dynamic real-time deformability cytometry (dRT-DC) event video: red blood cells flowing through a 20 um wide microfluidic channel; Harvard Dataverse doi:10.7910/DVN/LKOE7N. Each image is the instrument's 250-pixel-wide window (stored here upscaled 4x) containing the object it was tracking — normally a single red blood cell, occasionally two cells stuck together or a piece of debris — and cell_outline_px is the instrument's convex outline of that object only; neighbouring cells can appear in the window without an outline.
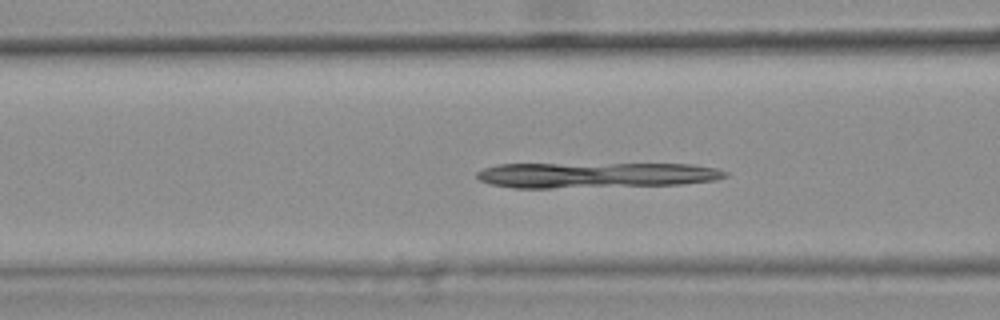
{"species": "common noctule bat (a hibernating species)", "species_latin": "Nyctalus noctula", "temperature_condition": "warm", "stored_images_in_passage": 46, "camera_frame_rate_fps": 3000, "um_per_image_px": 0.085, "animal": {"sex": "female", "body_mass_g": 25.1}, "frame": {"image": 1, "passage_image": 20, "time_ms": 6.333, "image_size_px": [1000, 320], "cell_outline_px": [[728, 176], [716, 180], [680, 184], [552, 188], [512, 188], [492, 184], [480, 180], [476, 176], [476, 172], [484, 168], [496, 164], [692, 164], [716, 168], [728, 172]], "centroid_in_image_um": [50.63, 14.88], "position_along_channel_um": 116.0, "area_um2": 36.93}}